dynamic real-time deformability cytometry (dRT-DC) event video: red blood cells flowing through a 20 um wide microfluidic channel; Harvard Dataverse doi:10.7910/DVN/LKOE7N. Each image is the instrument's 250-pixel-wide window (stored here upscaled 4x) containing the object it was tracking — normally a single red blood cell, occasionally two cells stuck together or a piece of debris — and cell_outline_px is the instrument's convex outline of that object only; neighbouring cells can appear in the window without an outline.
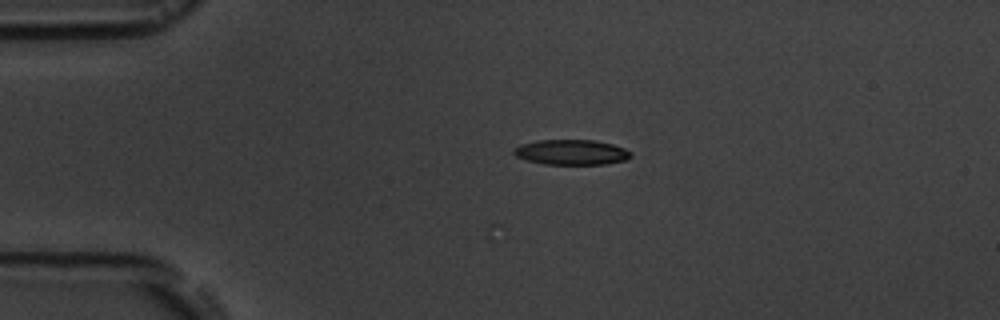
{"species": "common noctule bat (a hibernating species)", "species_latin": "Nyctalus noctula", "temperature_condition": "room temperature", "stored_images_in_passage": 5, "camera_frame_rate_fps": 3000, "um_per_image_px": 0.085, "animal": {"sex": "male", "body_mass_g": 19.5, "forearm_length_mm": 54.6}, "frame": {"image": 1, "passage_image": 4, "time_ms": 3.333, "image_size_px": [1000, 320], "cell_outline_px": [[632, 156], [624, 160], [608, 164], [544, 164], [528, 160], [516, 156], [512, 152], [512, 148], [520, 144], [536, 140], [592, 140], [612, 144], [624, 148], [632, 152]], "centroid_in_image_um": [48.55, 12.93], "position_along_channel_um": 36.5, "area_um2": 17.22}}